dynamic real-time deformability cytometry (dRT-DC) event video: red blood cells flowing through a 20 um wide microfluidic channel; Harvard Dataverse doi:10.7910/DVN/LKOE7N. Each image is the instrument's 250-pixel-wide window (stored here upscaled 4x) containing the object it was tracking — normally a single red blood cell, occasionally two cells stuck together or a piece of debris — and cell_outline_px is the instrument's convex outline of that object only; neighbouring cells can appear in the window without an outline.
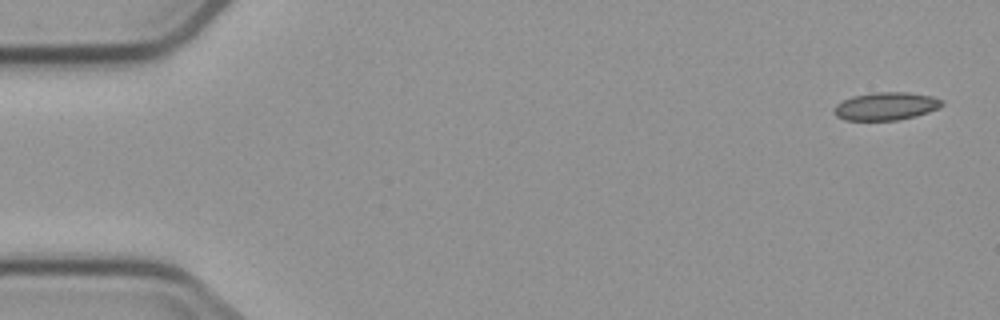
{"species": "common noctule bat (a hibernating species)", "species_latin": "Nyctalus noctula", "temperature_condition": "cold", "stored_images_in_passage": 5, "camera_frame_rate_fps": 3000, "um_per_image_px": 0.085, "animal": {"sex": "male", "body_mass_g": 23.1, "forearm_length_mm": 52.7}, "frame": {"image": 1, "passage_image": 1, "time_ms": 0.0, "image_size_px": [1000, 320], "cell_outline_px": [[944, 104], [928, 112], [916, 116], [900, 120], [844, 120], [836, 116], [832, 112], [832, 108], [836, 104], [852, 96], [876, 92], [908, 92], [932, 96], [944, 100]], "centroid_in_image_um": [75.28, 9.03], "position_along_channel_um": 9.7, "area_um2": 17.69}}
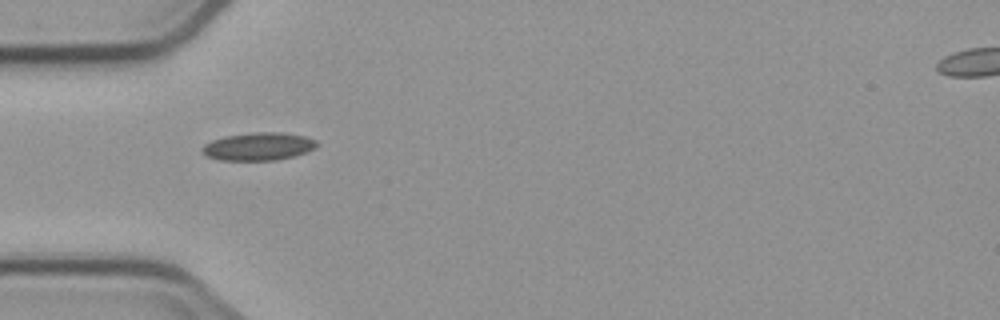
{"frame": {"image": 2, "passage_image": 4, "time_ms": 5.0, "image_size_px": [1000, 320], "cell_outline_px": [[320, 144], [316, 148], [308, 152], [276, 160], [220, 160], [208, 156], [200, 148], [204, 144], [212, 140], [224, 136], [252, 132], [284, 132], [304, 136], [316, 140]], "centroid_in_image_um": [22.0, 12.44], "position_along_channel_um": 63.0, "area_um2": 18.73}}
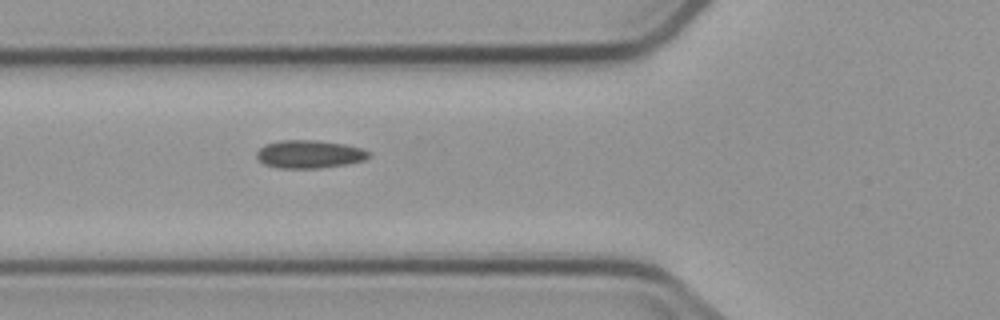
{"frame": {"image": 3, "passage_image": 5, "time_ms": 6.0, "image_size_px": [1000, 320], "cell_outline_px": [[372, 152], [364, 160], [348, 164], [320, 168], [276, 168], [264, 164], [256, 156], [256, 152], [264, 144], [280, 140], [316, 140], [344, 144], [360, 148]], "centroid_in_image_um": [26.28, 13.1], "position_along_channel_um": 99.5, "area_um2": 18.38}}